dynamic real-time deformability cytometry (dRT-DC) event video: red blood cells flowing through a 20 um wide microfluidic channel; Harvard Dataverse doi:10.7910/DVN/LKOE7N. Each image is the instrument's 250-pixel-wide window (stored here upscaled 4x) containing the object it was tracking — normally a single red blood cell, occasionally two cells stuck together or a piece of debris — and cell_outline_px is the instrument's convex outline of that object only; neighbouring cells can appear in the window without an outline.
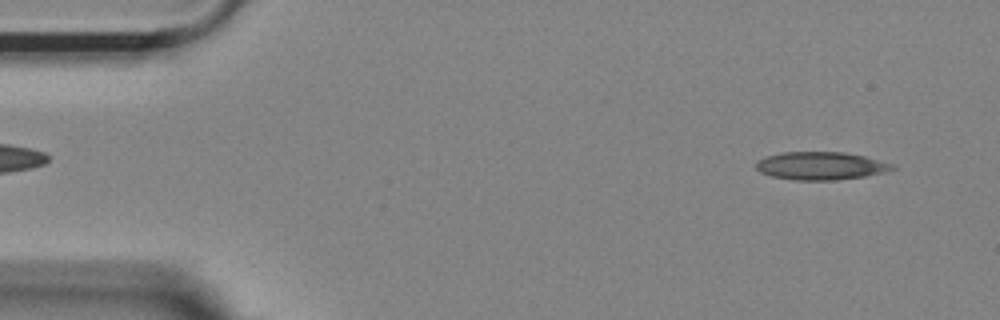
{"species": "Egyptian fruit bat (a non-hibernating species)", "species_latin": "Rousettus aegyptiacus", "temperature_condition": "room temperature", "stored_images_in_passage": 52, "camera_frame_rate_fps": 3000, "um_per_image_px": 0.085, "animal": {"sex": "female"}, "frame": {"image": 1, "passage_image": 3, "time_ms": 0.667, "image_size_px": [1000, 320], "cell_outline_px": [[896, 168], [884, 172], [864, 176], [836, 180], [796, 180], [772, 176], [760, 172], [756, 168], [756, 160], [764, 156], [780, 152], [844, 152], [864, 156], [896, 164]], "centroid_in_image_um": [69.75, 14.08], "position_along_channel_um": 15.2, "area_um2": 22.31}}
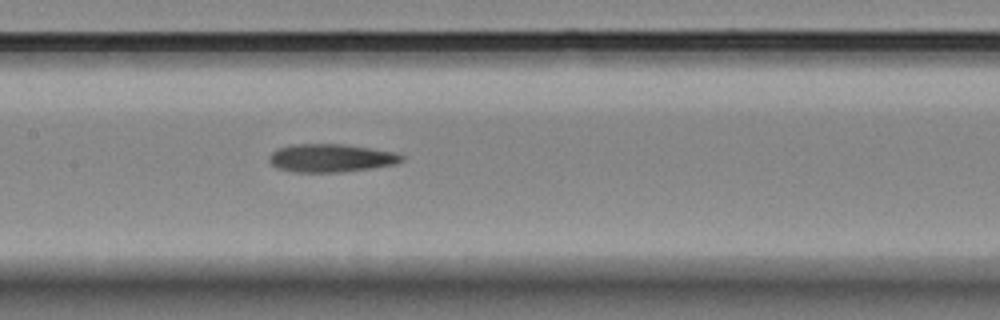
{"frame": {"image": 2, "passage_image": 24, "time_ms": 7.667, "image_size_px": [1000, 320], "cell_outline_px": [[404, 160], [396, 164], [372, 168], [340, 172], [292, 172], [276, 168], [268, 160], [268, 156], [276, 148], [292, 144], [344, 144], [396, 152], [404, 156]], "centroid_in_image_um": [28.11, 13.43], "position_along_channel_um": 179.3, "area_um2": 21.96}}
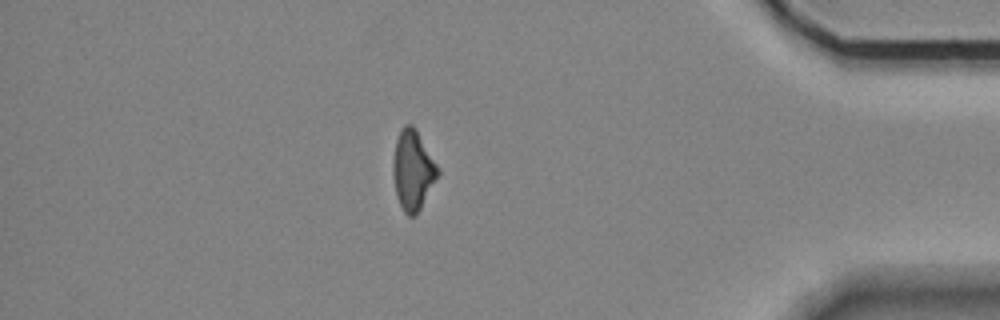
{"frame": {"image": 3, "passage_image": 45, "time_ms": 14.667, "image_size_px": [1000, 320], "cell_outline_px": [[440, 172], [416, 216], [408, 216], [404, 212], [396, 196], [392, 172], [392, 160], [396, 140], [400, 128], [404, 124], [412, 124], [416, 128], [440, 168]], "centroid_in_image_um": [35.08, 14.43], "position_along_channel_um": 400.1, "area_um2": 21.1}}